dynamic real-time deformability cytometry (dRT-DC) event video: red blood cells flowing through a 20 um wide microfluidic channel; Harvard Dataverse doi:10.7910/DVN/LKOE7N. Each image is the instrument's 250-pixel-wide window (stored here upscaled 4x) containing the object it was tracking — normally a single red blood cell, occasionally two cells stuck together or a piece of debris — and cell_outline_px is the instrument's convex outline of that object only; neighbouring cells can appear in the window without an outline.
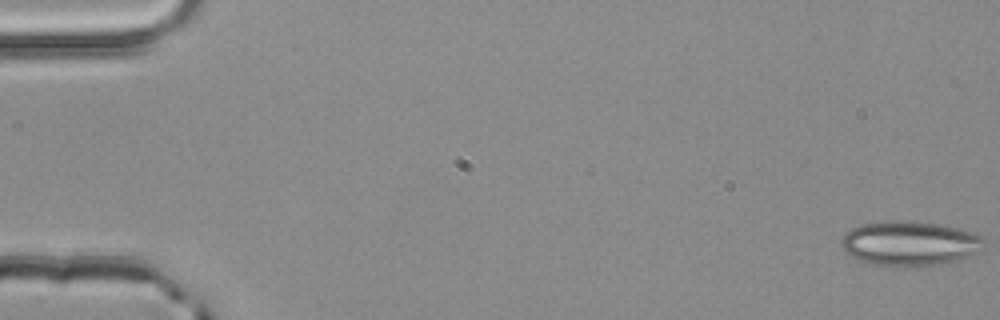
{"species": "common noctule bat (a hibernating species)", "species_latin": "Nyctalus noctula", "temperature_condition": "room temperature", "stored_images_in_passage": 13, "camera_frame_rate_fps": 3000, "um_per_image_px": 0.085, "animal": {"sex": "male", "body_mass_g": 20.4}, "frame": {"image": 1, "passage_image": 1, "time_ms": 0.0, "image_size_px": [1000, 320], "cell_outline_px": [[984, 252], [956, 260], [916, 268], [904, 268], [872, 264], [856, 260], [844, 252], [840, 240], [852, 228], [860, 224], [892, 220], [904, 220], [936, 224], [956, 228], [972, 232], [984, 236]], "centroid_in_image_um": [77.34, 20.72], "position_along_channel_um": 7.7, "area_um2": 37.8}}